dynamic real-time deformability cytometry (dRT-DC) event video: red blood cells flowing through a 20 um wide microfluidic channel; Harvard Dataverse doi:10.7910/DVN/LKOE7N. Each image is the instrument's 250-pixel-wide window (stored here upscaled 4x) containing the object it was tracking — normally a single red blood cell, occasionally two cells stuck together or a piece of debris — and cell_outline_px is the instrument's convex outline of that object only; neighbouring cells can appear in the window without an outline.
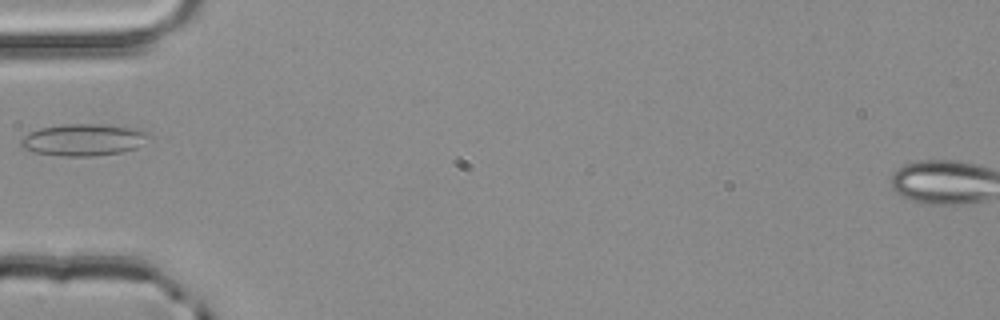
{"species": "common noctule bat (a hibernating species)", "species_latin": "Nyctalus noctula", "temperature_condition": "room temperature", "stored_images_in_passage": 4, "camera_frame_rate_fps": 3000, "um_per_image_px": 0.085, "animal": {"sex": "male", "body_mass_g": 20.4}, "frame": {"image": 1, "passage_image": 4, "time_ms": 1.0, "image_size_px": [1000, 320], "cell_outline_px": [[152, 136], [136, 148], [120, 152], [92, 156], [64, 156], [36, 152], [20, 148], [20, 140], [24, 136], [40, 128], [64, 124], [100, 124], [136, 128], [148, 132]], "centroid_in_image_um": [7.11, 11.88], "position_along_channel_um": 77.9, "area_um2": 23.7}}